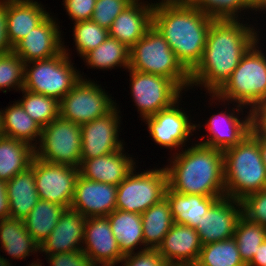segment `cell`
I'll return each mask as SVG.
<instances>
[{
    "label": "cell",
    "mask_w": 266,
    "mask_h": 266,
    "mask_svg": "<svg viewBox=\"0 0 266 266\" xmlns=\"http://www.w3.org/2000/svg\"><path fill=\"white\" fill-rule=\"evenodd\" d=\"M238 20H213L198 65L190 72V87L215 94L231 77L246 52L259 41V31Z\"/></svg>",
    "instance_id": "6da1fadb"
},
{
    "label": "cell",
    "mask_w": 266,
    "mask_h": 266,
    "mask_svg": "<svg viewBox=\"0 0 266 266\" xmlns=\"http://www.w3.org/2000/svg\"><path fill=\"white\" fill-rule=\"evenodd\" d=\"M158 1L154 2L152 25L190 73L201 60L214 19L195 8L188 0Z\"/></svg>",
    "instance_id": "7a4b0ae2"
},
{
    "label": "cell",
    "mask_w": 266,
    "mask_h": 266,
    "mask_svg": "<svg viewBox=\"0 0 266 266\" xmlns=\"http://www.w3.org/2000/svg\"><path fill=\"white\" fill-rule=\"evenodd\" d=\"M171 157L165 168L172 190L186 195L225 197L222 150L192 143L184 150L177 149Z\"/></svg>",
    "instance_id": "3957f363"
},
{
    "label": "cell",
    "mask_w": 266,
    "mask_h": 266,
    "mask_svg": "<svg viewBox=\"0 0 266 266\" xmlns=\"http://www.w3.org/2000/svg\"><path fill=\"white\" fill-rule=\"evenodd\" d=\"M223 167L226 197L242 200L266 189V166L259 143L250 133L223 151Z\"/></svg>",
    "instance_id": "277c9868"
},
{
    "label": "cell",
    "mask_w": 266,
    "mask_h": 266,
    "mask_svg": "<svg viewBox=\"0 0 266 266\" xmlns=\"http://www.w3.org/2000/svg\"><path fill=\"white\" fill-rule=\"evenodd\" d=\"M259 42L241 58L225 84L215 94H209L212 101L215 99L224 105L234 102L245 108L249 106V110L266 103V55Z\"/></svg>",
    "instance_id": "5b68a950"
},
{
    "label": "cell",
    "mask_w": 266,
    "mask_h": 266,
    "mask_svg": "<svg viewBox=\"0 0 266 266\" xmlns=\"http://www.w3.org/2000/svg\"><path fill=\"white\" fill-rule=\"evenodd\" d=\"M129 69L164 76L171 79L182 91L190 87V73L153 25L130 48Z\"/></svg>",
    "instance_id": "8992f818"
},
{
    "label": "cell",
    "mask_w": 266,
    "mask_h": 266,
    "mask_svg": "<svg viewBox=\"0 0 266 266\" xmlns=\"http://www.w3.org/2000/svg\"><path fill=\"white\" fill-rule=\"evenodd\" d=\"M67 49L64 46V50L54 57L25 63L23 89L58 101L69 93L83 76L73 66Z\"/></svg>",
    "instance_id": "52a82bcc"
},
{
    "label": "cell",
    "mask_w": 266,
    "mask_h": 266,
    "mask_svg": "<svg viewBox=\"0 0 266 266\" xmlns=\"http://www.w3.org/2000/svg\"><path fill=\"white\" fill-rule=\"evenodd\" d=\"M136 171L134 167L117 186L116 209L142 214L165 198L168 176L165 166Z\"/></svg>",
    "instance_id": "ba28073f"
},
{
    "label": "cell",
    "mask_w": 266,
    "mask_h": 266,
    "mask_svg": "<svg viewBox=\"0 0 266 266\" xmlns=\"http://www.w3.org/2000/svg\"><path fill=\"white\" fill-rule=\"evenodd\" d=\"M81 125L60 115L42 128L34 148L35 157L52 164L79 168L81 164Z\"/></svg>",
    "instance_id": "9c48e42d"
},
{
    "label": "cell",
    "mask_w": 266,
    "mask_h": 266,
    "mask_svg": "<svg viewBox=\"0 0 266 266\" xmlns=\"http://www.w3.org/2000/svg\"><path fill=\"white\" fill-rule=\"evenodd\" d=\"M95 83L81 78L59 101V115L81 125L111 112L117 103L105 89L101 88V85Z\"/></svg>",
    "instance_id": "30bf717a"
},
{
    "label": "cell",
    "mask_w": 266,
    "mask_h": 266,
    "mask_svg": "<svg viewBox=\"0 0 266 266\" xmlns=\"http://www.w3.org/2000/svg\"><path fill=\"white\" fill-rule=\"evenodd\" d=\"M130 91L141 118L150 117L170 107L181 96L182 90L164 76L128 69Z\"/></svg>",
    "instance_id": "8fae6325"
},
{
    "label": "cell",
    "mask_w": 266,
    "mask_h": 266,
    "mask_svg": "<svg viewBox=\"0 0 266 266\" xmlns=\"http://www.w3.org/2000/svg\"><path fill=\"white\" fill-rule=\"evenodd\" d=\"M181 98L170 107L141 119L147 124L149 135L153 141L160 147L171 149V151L174 148L183 149L182 147L186 146L188 139L190 140V136L194 135L192 132L201 127L200 124H193L187 112L179 107Z\"/></svg>",
    "instance_id": "7c38bea8"
},
{
    "label": "cell",
    "mask_w": 266,
    "mask_h": 266,
    "mask_svg": "<svg viewBox=\"0 0 266 266\" xmlns=\"http://www.w3.org/2000/svg\"><path fill=\"white\" fill-rule=\"evenodd\" d=\"M34 176L40 200L70 208L79 168L52 164L34 156Z\"/></svg>",
    "instance_id": "4fadbf2b"
},
{
    "label": "cell",
    "mask_w": 266,
    "mask_h": 266,
    "mask_svg": "<svg viewBox=\"0 0 266 266\" xmlns=\"http://www.w3.org/2000/svg\"><path fill=\"white\" fill-rule=\"evenodd\" d=\"M117 106L105 116L81 124V159H91L119 151L121 116Z\"/></svg>",
    "instance_id": "5bb4252c"
},
{
    "label": "cell",
    "mask_w": 266,
    "mask_h": 266,
    "mask_svg": "<svg viewBox=\"0 0 266 266\" xmlns=\"http://www.w3.org/2000/svg\"><path fill=\"white\" fill-rule=\"evenodd\" d=\"M235 106L236 108L232 107L230 112L228 110L227 112L220 111L219 114H212L208 118L205 127L210 136L198 142L199 144L224 151L236 146L250 133L251 110L246 112L248 115L242 119L239 117V113L244 112V106L239 104H235Z\"/></svg>",
    "instance_id": "9a60e30c"
},
{
    "label": "cell",
    "mask_w": 266,
    "mask_h": 266,
    "mask_svg": "<svg viewBox=\"0 0 266 266\" xmlns=\"http://www.w3.org/2000/svg\"><path fill=\"white\" fill-rule=\"evenodd\" d=\"M242 216L241 201L230 197L218 199L201 216L196 231L202 245L234 237L238 219Z\"/></svg>",
    "instance_id": "2e32d148"
},
{
    "label": "cell",
    "mask_w": 266,
    "mask_h": 266,
    "mask_svg": "<svg viewBox=\"0 0 266 266\" xmlns=\"http://www.w3.org/2000/svg\"><path fill=\"white\" fill-rule=\"evenodd\" d=\"M50 14L14 47L13 52L25 63L49 59L64 50L60 26Z\"/></svg>",
    "instance_id": "e0dca14e"
},
{
    "label": "cell",
    "mask_w": 266,
    "mask_h": 266,
    "mask_svg": "<svg viewBox=\"0 0 266 266\" xmlns=\"http://www.w3.org/2000/svg\"><path fill=\"white\" fill-rule=\"evenodd\" d=\"M82 251L97 266H115L123 259L108 216L87 218Z\"/></svg>",
    "instance_id": "ac0fdd59"
},
{
    "label": "cell",
    "mask_w": 266,
    "mask_h": 266,
    "mask_svg": "<svg viewBox=\"0 0 266 266\" xmlns=\"http://www.w3.org/2000/svg\"><path fill=\"white\" fill-rule=\"evenodd\" d=\"M117 186L77 177L70 208L86 218L108 216L116 210Z\"/></svg>",
    "instance_id": "d6986e66"
},
{
    "label": "cell",
    "mask_w": 266,
    "mask_h": 266,
    "mask_svg": "<svg viewBox=\"0 0 266 266\" xmlns=\"http://www.w3.org/2000/svg\"><path fill=\"white\" fill-rule=\"evenodd\" d=\"M87 218L68 208L59 218L50 235L40 244V252L53 255L72 251H81Z\"/></svg>",
    "instance_id": "ffe728a7"
},
{
    "label": "cell",
    "mask_w": 266,
    "mask_h": 266,
    "mask_svg": "<svg viewBox=\"0 0 266 266\" xmlns=\"http://www.w3.org/2000/svg\"><path fill=\"white\" fill-rule=\"evenodd\" d=\"M141 1L134 0L129 4L108 29L110 37L125 44L128 48L140 40L152 26L154 3Z\"/></svg>",
    "instance_id": "44dd1931"
},
{
    "label": "cell",
    "mask_w": 266,
    "mask_h": 266,
    "mask_svg": "<svg viewBox=\"0 0 266 266\" xmlns=\"http://www.w3.org/2000/svg\"><path fill=\"white\" fill-rule=\"evenodd\" d=\"M202 244L195 228L185 224H173L157 250L166 263L195 265Z\"/></svg>",
    "instance_id": "7402d4cb"
},
{
    "label": "cell",
    "mask_w": 266,
    "mask_h": 266,
    "mask_svg": "<svg viewBox=\"0 0 266 266\" xmlns=\"http://www.w3.org/2000/svg\"><path fill=\"white\" fill-rule=\"evenodd\" d=\"M124 147L110 154L81 159L79 174L86 179L118 186L136 166L133 157L124 154Z\"/></svg>",
    "instance_id": "603a6c76"
},
{
    "label": "cell",
    "mask_w": 266,
    "mask_h": 266,
    "mask_svg": "<svg viewBox=\"0 0 266 266\" xmlns=\"http://www.w3.org/2000/svg\"><path fill=\"white\" fill-rule=\"evenodd\" d=\"M44 9L34 0H7L6 29L12 47L49 15Z\"/></svg>",
    "instance_id": "cb8c5ba5"
},
{
    "label": "cell",
    "mask_w": 266,
    "mask_h": 266,
    "mask_svg": "<svg viewBox=\"0 0 266 266\" xmlns=\"http://www.w3.org/2000/svg\"><path fill=\"white\" fill-rule=\"evenodd\" d=\"M10 217L24 219L39 201L34 176V158L23 172L6 182Z\"/></svg>",
    "instance_id": "d4e9b609"
},
{
    "label": "cell",
    "mask_w": 266,
    "mask_h": 266,
    "mask_svg": "<svg viewBox=\"0 0 266 266\" xmlns=\"http://www.w3.org/2000/svg\"><path fill=\"white\" fill-rule=\"evenodd\" d=\"M165 198L170 204L172 218L175 223L196 228L201 216L222 197H206L196 194H181L167 186Z\"/></svg>",
    "instance_id": "484cf974"
},
{
    "label": "cell",
    "mask_w": 266,
    "mask_h": 266,
    "mask_svg": "<svg viewBox=\"0 0 266 266\" xmlns=\"http://www.w3.org/2000/svg\"><path fill=\"white\" fill-rule=\"evenodd\" d=\"M10 105L2 110L0 135L24 141L35 148L40 141L42 127L25 112L18 100Z\"/></svg>",
    "instance_id": "4316f807"
},
{
    "label": "cell",
    "mask_w": 266,
    "mask_h": 266,
    "mask_svg": "<svg viewBox=\"0 0 266 266\" xmlns=\"http://www.w3.org/2000/svg\"><path fill=\"white\" fill-rule=\"evenodd\" d=\"M0 245L7 255L16 260L26 259L32 252H40V245L28 233L24 221L11 217L0 220Z\"/></svg>",
    "instance_id": "83f0119b"
},
{
    "label": "cell",
    "mask_w": 266,
    "mask_h": 266,
    "mask_svg": "<svg viewBox=\"0 0 266 266\" xmlns=\"http://www.w3.org/2000/svg\"><path fill=\"white\" fill-rule=\"evenodd\" d=\"M108 219L113 235L124 256L135 253L139 246H144L143 250H146L141 214L116 209L108 215Z\"/></svg>",
    "instance_id": "f1b7e54d"
},
{
    "label": "cell",
    "mask_w": 266,
    "mask_h": 266,
    "mask_svg": "<svg viewBox=\"0 0 266 266\" xmlns=\"http://www.w3.org/2000/svg\"><path fill=\"white\" fill-rule=\"evenodd\" d=\"M34 147L24 141L0 135V180L9 181L30 167Z\"/></svg>",
    "instance_id": "f546056e"
},
{
    "label": "cell",
    "mask_w": 266,
    "mask_h": 266,
    "mask_svg": "<svg viewBox=\"0 0 266 266\" xmlns=\"http://www.w3.org/2000/svg\"><path fill=\"white\" fill-rule=\"evenodd\" d=\"M145 249H157L172 228L174 220L166 198L141 214Z\"/></svg>",
    "instance_id": "4dcf8cb0"
},
{
    "label": "cell",
    "mask_w": 266,
    "mask_h": 266,
    "mask_svg": "<svg viewBox=\"0 0 266 266\" xmlns=\"http://www.w3.org/2000/svg\"><path fill=\"white\" fill-rule=\"evenodd\" d=\"M65 209L61 205L39 199L23 219L26 230L39 245L54 230Z\"/></svg>",
    "instance_id": "1f68e13d"
},
{
    "label": "cell",
    "mask_w": 266,
    "mask_h": 266,
    "mask_svg": "<svg viewBox=\"0 0 266 266\" xmlns=\"http://www.w3.org/2000/svg\"><path fill=\"white\" fill-rule=\"evenodd\" d=\"M83 60L86 66L95 69L109 70L115 67L129 69L130 48L115 38H108L94 50L88 52Z\"/></svg>",
    "instance_id": "d6a6232c"
},
{
    "label": "cell",
    "mask_w": 266,
    "mask_h": 266,
    "mask_svg": "<svg viewBox=\"0 0 266 266\" xmlns=\"http://www.w3.org/2000/svg\"><path fill=\"white\" fill-rule=\"evenodd\" d=\"M195 266H247L241 259L236 240L230 238L202 245Z\"/></svg>",
    "instance_id": "836d02e7"
},
{
    "label": "cell",
    "mask_w": 266,
    "mask_h": 266,
    "mask_svg": "<svg viewBox=\"0 0 266 266\" xmlns=\"http://www.w3.org/2000/svg\"><path fill=\"white\" fill-rule=\"evenodd\" d=\"M243 262L247 265L258 247L266 240V227L241 216L236 224L234 237Z\"/></svg>",
    "instance_id": "e575fe53"
},
{
    "label": "cell",
    "mask_w": 266,
    "mask_h": 266,
    "mask_svg": "<svg viewBox=\"0 0 266 266\" xmlns=\"http://www.w3.org/2000/svg\"><path fill=\"white\" fill-rule=\"evenodd\" d=\"M23 99L18 102L25 112L42 128L59 116V101L50 96L22 89Z\"/></svg>",
    "instance_id": "d590c367"
},
{
    "label": "cell",
    "mask_w": 266,
    "mask_h": 266,
    "mask_svg": "<svg viewBox=\"0 0 266 266\" xmlns=\"http://www.w3.org/2000/svg\"><path fill=\"white\" fill-rule=\"evenodd\" d=\"M195 8L214 20H238L241 11H252V0H188Z\"/></svg>",
    "instance_id": "8d00e7d4"
},
{
    "label": "cell",
    "mask_w": 266,
    "mask_h": 266,
    "mask_svg": "<svg viewBox=\"0 0 266 266\" xmlns=\"http://www.w3.org/2000/svg\"><path fill=\"white\" fill-rule=\"evenodd\" d=\"M73 40L76 52L81 59L90 51L103 43L109 36L108 29L99 26L92 20H85L73 23Z\"/></svg>",
    "instance_id": "74e56055"
},
{
    "label": "cell",
    "mask_w": 266,
    "mask_h": 266,
    "mask_svg": "<svg viewBox=\"0 0 266 266\" xmlns=\"http://www.w3.org/2000/svg\"><path fill=\"white\" fill-rule=\"evenodd\" d=\"M25 62L13 51L0 57V90L15 88L21 91L24 87ZM6 89V90H5Z\"/></svg>",
    "instance_id": "f35d334b"
},
{
    "label": "cell",
    "mask_w": 266,
    "mask_h": 266,
    "mask_svg": "<svg viewBox=\"0 0 266 266\" xmlns=\"http://www.w3.org/2000/svg\"><path fill=\"white\" fill-rule=\"evenodd\" d=\"M134 0H96L91 18L99 26L109 29L115 18Z\"/></svg>",
    "instance_id": "ab89813d"
},
{
    "label": "cell",
    "mask_w": 266,
    "mask_h": 266,
    "mask_svg": "<svg viewBox=\"0 0 266 266\" xmlns=\"http://www.w3.org/2000/svg\"><path fill=\"white\" fill-rule=\"evenodd\" d=\"M240 201L242 216L266 227V189L249 194Z\"/></svg>",
    "instance_id": "60d3db41"
},
{
    "label": "cell",
    "mask_w": 266,
    "mask_h": 266,
    "mask_svg": "<svg viewBox=\"0 0 266 266\" xmlns=\"http://www.w3.org/2000/svg\"><path fill=\"white\" fill-rule=\"evenodd\" d=\"M121 266H164L166 262L157 249H141L133 254L125 255ZM123 264V265H122Z\"/></svg>",
    "instance_id": "b9f144b4"
},
{
    "label": "cell",
    "mask_w": 266,
    "mask_h": 266,
    "mask_svg": "<svg viewBox=\"0 0 266 266\" xmlns=\"http://www.w3.org/2000/svg\"><path fill=\"white\" fill-rule=\"evenodd\" d=\"M65 10L74 23L91 20L96 0H63Z\"/></svg>",
    "instance_id": "7bdbcfd3"
},
{
    "label": "cell",
    "mask_w": 266,
    "mask_h": 266,
    "mask_svg": "<svg viewBox=\"0 0 266 266\" xmlns=\"http://www.w3.org/2000/svg\"><path fill=\"white\" fill-rule=\"evenodd\" d=\"M46 258L50 266H97L82 250L46 255Z\"/></svg>",
    "instance_id": "ee69618b"
},
{
    "label": "cell",
    "mask_w": 266,
    "mask_h": 266,
    "mask_svg": "<svg viewBox=\"0 0 266 266\" xmlns=\"http://www.w3.org/2000/svg\"><path fill=\"white\" fill-rule=\"evenodd\" d=\"M250 134L266 137V103L257 105L251 110Z\"/></svg>",
    "instance_id": "f6af8a7d"
},
{
    "label": "cell",
    "mask_w": 266,
    "mask_h": 266,
    "mask_svg": "<svg viewBox=\"0 0 266 266\" xmlns=\"http://www.w3.org/2000/svg\"><path fill=\"white\" fill-rule=\"evenodd\" d=\"M7 0H0V54H7L13 51L7 37Z\"/></svg>",
    "instance_id": "bcb514c9"
},
{
    "label": "cell",
    "mask_w": 266,
    "mask_h": 266,
    "mask_svg": "<svg viewBox=\"0 0 266 266\" xmlns=\"http://www.w3.org/2000/svg\"><path fill=\"white\" fill-rule=\"evenodd\" d=\"M10 217L6 181L0 180V220Z\"/></svg>",
    "instance_id": "7dc6e473"
},
{
    "label": "cell",
    "mask_w": 266,
    "mask_h": 266,
    "mask_svg": "<svg viewBox=\"0 0 266 266\" xmlns=\"http://www.w3.org/2000/svg\"><path fill=\"white\" fill-rule=\"evenodd\" d=\"M247 266H266V240L258 247L257 252Z\"/></svg>",
    "instance_id": "c3c4849f"
},
{
    "label": "cell",
    "mask_w": 266,
    "mask_h": 266,
    "mask_svg": "<svg viewBox=\"0 0 266 266\" xmlns=\"http://www.w3.org/2000/svg\"><path fill=\"white\" fill-rule=\"evenodd\" d=\"M259 143V148L262 155L263 163L266 166V137L264 136H253Z\"/></svg>",
    "instance_id": "681fc988"
},
{
    "label": "cell",
    "mask_w": 266,
    "mask_h": 266,
    "mask_svg": "<svg viewBox=\"0 0 266 266\" xmlns=\"http://www.w3.org/2000/svg\"><path fill=\"white\" fill-rule=\"evenodd\" d=\"M265 12L266 11V0H252V11Z\"/></svg>",
    "instance_id": "f907efd6"
},
{
    "label": "cell",
    "mask_w": 266,
    "mask_h": 266,
    "mask_svg": "<svg viewBox=\"0 0 266 266\" xmlns=\"http://www.w3.org/2000/svg\"><path fill=\"white\" fill-rule=\"evenodd\" d=\"M164 266H190V265H187V264L166 263Z\"/></svg>",
    "instance_id": "816d5d0a"
},
{
    "label": "cell",
    "mask_w": 266,
    "mask_h": 266,
    "mask_svg": "<svg viewBox=\"0 0 266 266\" xmlns=\"http://www.w3.org/2000/svg\"><path fill=\"white\" fill-rule=\"evenodd\" d=\"M41 264H43V263H40L39 261L38 262L34 261L33 263L31 262V264H29L28 266H42Z\"/></svg>",
    "instance_id": "f5cc1de1"
},
{
    "label": "cell",
    "mask_w": 266,
    "mask_h": 266,
    "mask_svg": "<svg viewBox=\"0 0 266 266\" xmlns=\"http://www.w3.org/2000/svg\"><path fill=\"white\" fill-rule=\"evenodd\" d=\"M1 124H2V110H0V130H1Z\"/></svg>",
    "instance_id": "db71d44e"
}]
</instances>
